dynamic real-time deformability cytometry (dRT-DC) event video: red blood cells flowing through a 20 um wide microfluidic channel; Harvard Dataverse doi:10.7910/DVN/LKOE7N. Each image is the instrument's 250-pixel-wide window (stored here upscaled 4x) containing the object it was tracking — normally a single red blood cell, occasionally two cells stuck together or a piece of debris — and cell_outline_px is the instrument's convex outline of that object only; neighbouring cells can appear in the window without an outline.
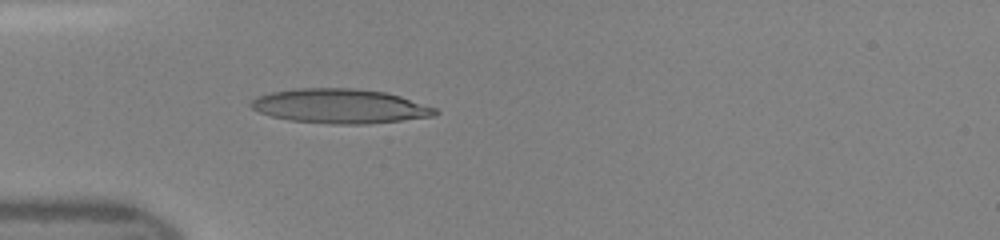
{"species": "human", "species_latin": "Homo sapiens", "temperature_condition": "room temperature", "stored_images_in_passage": 9, "camera_frame_rate_fps": 3000, "um_per_image_px": 0.085, "donor": {"sex": "female"}, "frame": {"image": 1, "passage_image": 1, "time_ms": 0.0, "image_size_px": [1000, 240], "cell_outline_px": [[440, 112], [432, 116], [368, 124], [332, 124], [288, 120], [272, 116], [260, 112], [252, 108], [248, 104], [256, 96], [272, 92], [292, 88], [352, 88], [384, 92], [400, 96], [436, 108]], "centroid_in_image_um": [28.86, 9.02], "position_along_channel_um": 56.1, "area_um2": 36.88}}
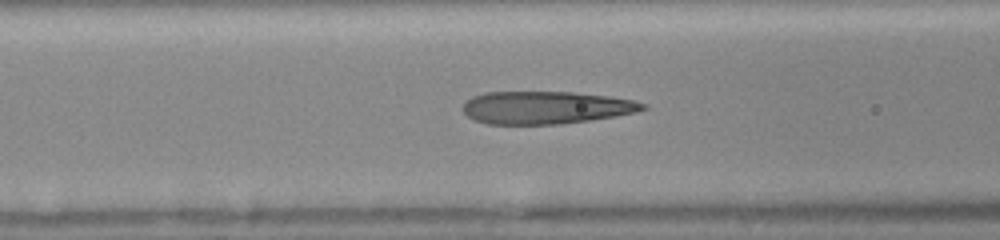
{"frame": {"image": 2, "passage_image": 6, "time_ms": 1.667, "image_size_px": [1000, 240], "cell_outline_px": [[648, 108], [636, 112], [616, 116], [560, 124], [488, 124], [476, 120], [468, 116], [460, 108], [472, 96], [484, 92], [572, 92], [608, 96], [632, 100], [648, 104]], "centroid_in_image_um": [46.4, 9.14], "position_along_channel_um": 120.2, "area_um2": 34.22}}
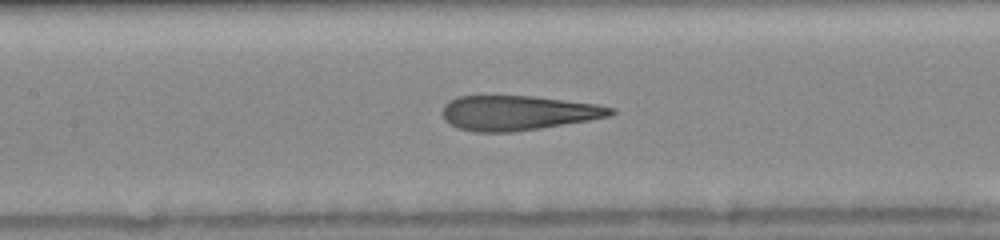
{"frame": {"image": 3, "passage_image": 9, "time_ms": 2.667, "image_size_px": [1000, 240], "cell_outline_px": [[616, 112], [612, 116], [516, 132], [472, 132], [456, 128], [448, 124], [444, 120], [440, 112], [444, 104], [448, 100], [456, 96], [532, 96], [596, 104], [616, 108]], "centroid_in_image_um": [43.96, 9.6], "position_along_channel_um": 163.4, "area_um2": 34.45}}